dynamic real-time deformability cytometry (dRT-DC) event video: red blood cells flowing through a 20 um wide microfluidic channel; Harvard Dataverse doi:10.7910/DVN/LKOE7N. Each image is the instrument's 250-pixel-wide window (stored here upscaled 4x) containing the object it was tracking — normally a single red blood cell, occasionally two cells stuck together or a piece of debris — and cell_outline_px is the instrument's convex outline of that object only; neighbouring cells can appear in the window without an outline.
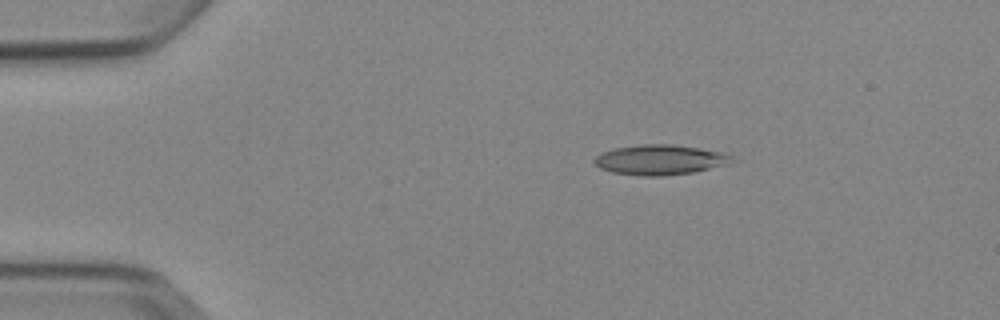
{"species": "Egyptian fruit bat (a non-hibernating species)", "species_latin": "Rousettus aegyptiacus", "temperature_condition": "cold", "stored_images_in_passage": 7, "camera_frame_rate_fps": 3000, "um_per_image_px": 0.085, "animal": {"sex": "female"}, "frame": {"image": 1, "passage_image": 3, "time_ms": 2.333, "image_size_px": [1000, 320], "cell_outline_px": [[740, 160], [732, 164], [692, 172], [664, 176], [640, 176], [612, 172], [600, 168], [592, 160], [600, 152], [612, 148], [644, 144], [672, 144], [700, 148], [724, 152]], "centroid_in_image_um": [56.16, 13.58], "position_along_channel_um": 28.8, "area_um2": 24.57}}
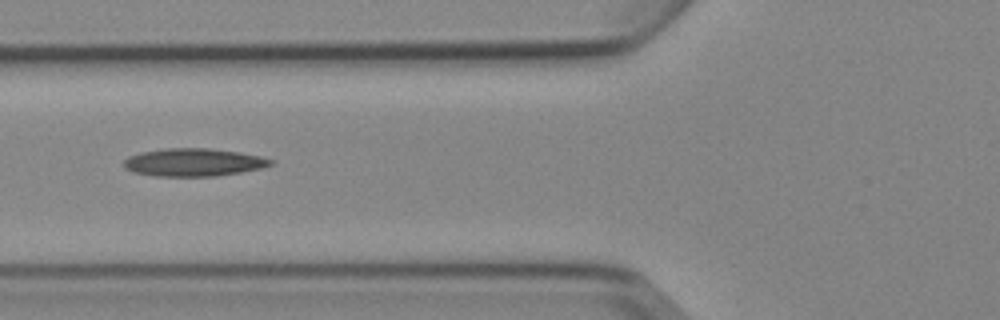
{"frame": {"image": 2, "passage_image": 6, "time_ms": 6.0, "image_size_px": [1000, 320], "cell_outline_px": [[272, 164], [260, 168], [240, 172], [216, 176], [152, 176], [132, 172], [124, 168], [124, 160], [128, 156], [140, 152], [164, 148], [208, 148], [240, 152], [260, 156], [272, 160]], "centroid_in_image_um": [16.39, 13.79], "position_along_channel_um": 109.4, "area_um2": 23.87}}
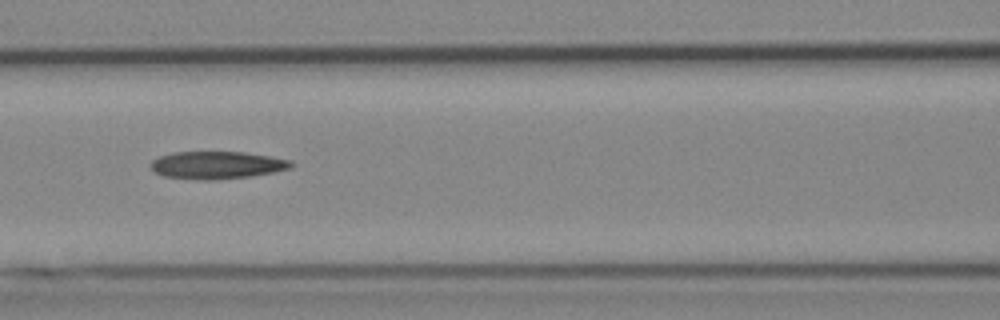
{"frame": {"image": 3, "passage_image": 7, "time_ms": 7.0, "image_size_px": [1000, 320], "cell_outline_px": [[296, 164], [292, 168], [272, 172], [248, 176], [212, 180], [196, 180], [164, 176], [156, 172], [148, 164], [152, 160], [160, 156], [172, 152], [244, 152], [292, 160]], "centroid_in_image_um": [18.44, 14.03], "position_along_channel_um": 148.2, "area_um2": 22.54}}